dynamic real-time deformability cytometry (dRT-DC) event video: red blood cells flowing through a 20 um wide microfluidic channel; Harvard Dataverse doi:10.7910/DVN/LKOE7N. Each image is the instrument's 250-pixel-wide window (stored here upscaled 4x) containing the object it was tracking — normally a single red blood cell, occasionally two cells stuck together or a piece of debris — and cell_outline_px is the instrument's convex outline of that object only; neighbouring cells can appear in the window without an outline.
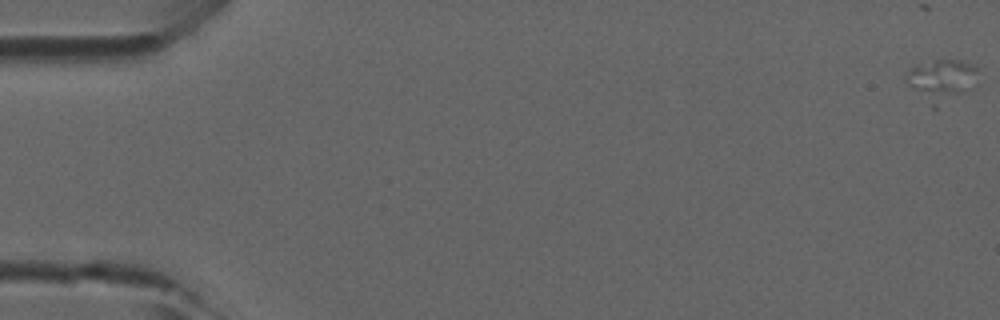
{"species": "common noctule bat (a hibernating species)", "species_latin": "Nyctalus noctula", "temperature_condition": "room temperature", "stored_images_in_passage": 11, "camera_frame_rate_fps": 3000, "um_per_image_px": 0.085, "animal": {"sex": "male", "forearm_length_mm": 52.5}, "frame": {"image": 1, "passage_image": 1, "time_ms": 0.0, "image_size_px": [1000, 320], "cell_outline_px": [[980, 68], [956, 92], [936, 108], [932, 108], [904, 80], [904, 76], [916, 64], [936, 60], [960, 60], [976, 64]], "centroid_in_image_um": [79.85, 6.73], "position_along_channel_um": 5.1, "area_um2": 15.95}}